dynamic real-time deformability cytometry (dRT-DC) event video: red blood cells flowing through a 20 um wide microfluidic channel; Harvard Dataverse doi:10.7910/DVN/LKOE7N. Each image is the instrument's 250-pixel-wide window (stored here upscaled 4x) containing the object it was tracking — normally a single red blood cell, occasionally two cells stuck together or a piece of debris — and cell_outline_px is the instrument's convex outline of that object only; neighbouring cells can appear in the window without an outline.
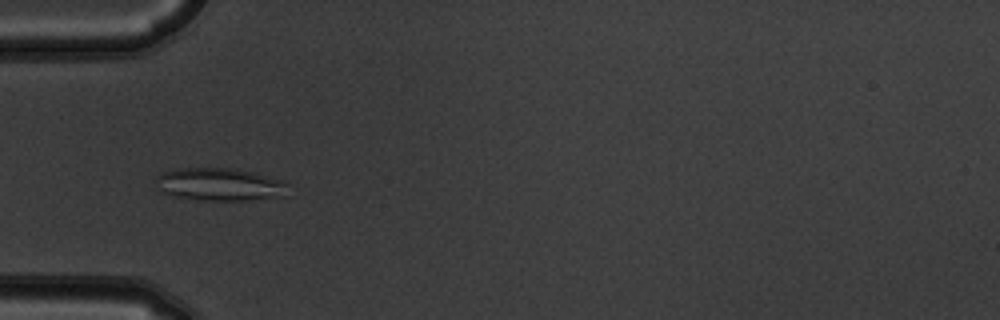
{"species": "common noctule bat (a hibernating species)", "species_latin": "Nyctalus noctula", "temperature_condition": "warm", "stored_images_in_passage": 4, "camera_frame_rate_fps": 3000, "um_per_image_px": 0.085, "animal": {"sex": "male", "body_mass_g": 19.5, "forearm_length_mm": 54.6}, "frame": {"image": 1, "passage_image": 4, "time_ms": 1.0, "image_size_px": [1000, 320], "cell_outline_px": [[292, 184], [284, 196], [244, 200], [196, 200], [172, 196], [160, 192], [156, 188], [152, 180], [156, 176], [164, 172], [176, 168], [236, 168], [284, 180]], "centroid_in_image_um": [18.64, 15.67], "position_along_channel_um": 66.4, "area_um2": 25.89}}